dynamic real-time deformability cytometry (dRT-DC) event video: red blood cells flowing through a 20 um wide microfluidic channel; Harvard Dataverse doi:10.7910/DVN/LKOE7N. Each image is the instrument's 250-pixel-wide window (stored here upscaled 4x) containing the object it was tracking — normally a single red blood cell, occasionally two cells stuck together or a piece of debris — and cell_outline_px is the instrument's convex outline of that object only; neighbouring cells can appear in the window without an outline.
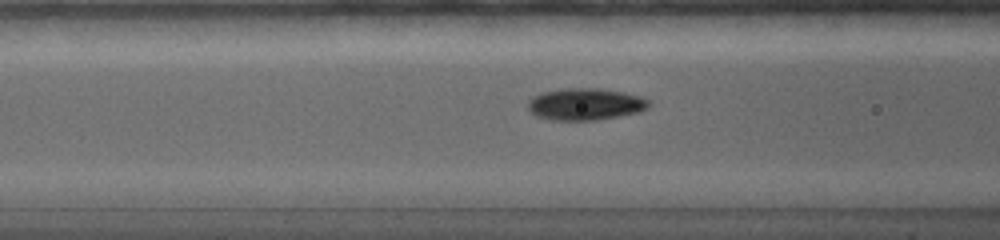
{"species": "common noctule bat (a hibernating species)", "species_latin": "Nyctalus noctula", "temperature_condition": "warm", "stored_images_in_passage": 83, "camera_frame_rate_fps": 5000, "um_per_image_px": 0.085, "animal": {"sex": "female", "body_mass_g": 19.0, "forearm_length_mm": 56.7}, "frame": {"image": 1, "passage_image": 25, "time_ms": 4.6, "image_size_px": [1000, 240], "cell_outline_px": [[648, 108], [640, 112], [620, 116], [596, 120], [552, 120], [536, 116], [528, 108], [528, 100], [532, 96], [540, 92], [564, 88], [600, 88], [640, 96], [648, 100]], "centroid_in_image_um": [49.72, 8.85], "position_along_channel_um": 116.9, "area_um2": 22.54}}
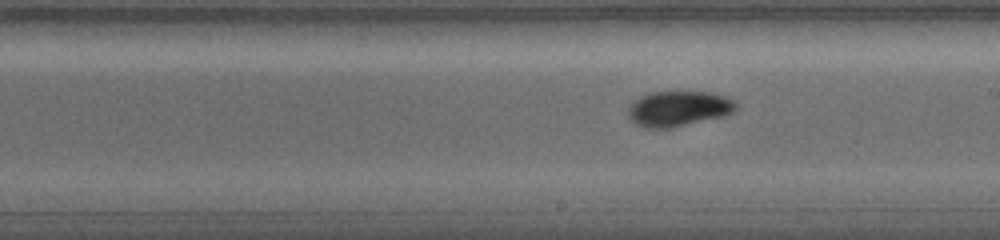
{"frame": {"image": 2, "passage_image": 40, "time_ms": 7.6, "image_size_px": [1000, 240], "cell_outline_px": [[736, 108], [732, 112], [724, 116], [672, 128], [644, 128], [636, 124], [628, 116], [628, 108], [640, 96], [652, 92], [708, 92], [724, 96], [732, 100], [736, 104]], "centroid_in_image_um": [57.65, 9.25], "position_along_channel_um": 231.3, "area_um2": 22.02}}
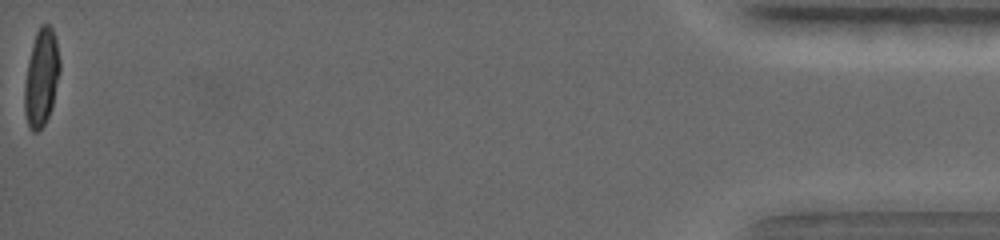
{"frame": {"image": 3, "passage_image": 83, "time_ms": 16.6, "image_size_px": [1000, 240], "cell_outline_px": [[60, 68], [52, 104], [48, 116], [44, 124], [36, 132], [32, 132], [28, 128], [24, 112], [24, 84], [32, 44], [36, 32], [40, 24], [48, 24], [52, 28], [56, 40], [60, 60]], "centroid_in_image_um": [3.5, 6.6], "position_along_channel_um": 431.7, "area_um2": 19.88}, "authors_computed_cell_mechanics": {"area_um2": 19.7676, "velocity_mm_per_s": 3.8293, "shape_relaxation_time_tau1_ms": 4.8439, "shape_relaxation_time_tau2_ms": null, "deformation_change_tau1": 0.2123, "deformation_change_tau2": null}}